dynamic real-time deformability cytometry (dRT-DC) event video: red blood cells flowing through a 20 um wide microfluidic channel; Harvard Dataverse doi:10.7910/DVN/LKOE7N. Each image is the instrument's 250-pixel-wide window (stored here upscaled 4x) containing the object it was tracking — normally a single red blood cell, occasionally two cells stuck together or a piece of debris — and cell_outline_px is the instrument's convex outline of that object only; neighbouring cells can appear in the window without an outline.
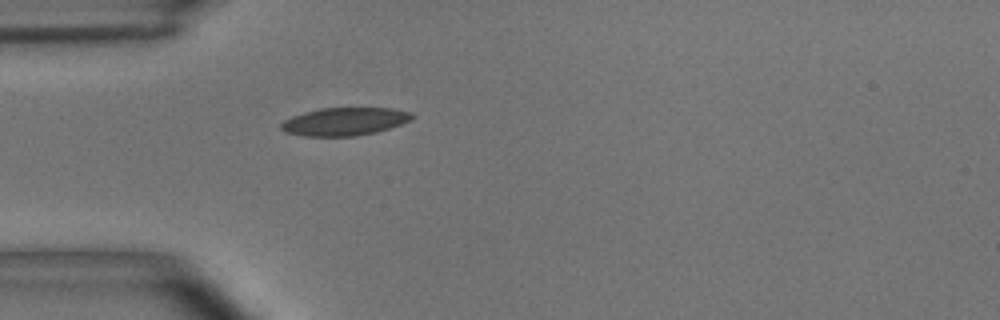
{"species": "common noctule bat (a hibernating species)", "species_latin": "Nyctalus noctula", "temperature_condition": "room temperature", "stored_images_in_passage": 40, "camera_frame_rate_fps": 3000, "um_per_image_px": 0.085, "animal": {"sex": "male", "body_mass_g": 15.6}, "frame": {"image": 1, "passage_image": 1, "time_ms": 0.0, "image_size_px": [1000, 320], "cell_outline_px": [[416, 116], [412, 120], [376, 132], [356, 136], [304, 136], [284, 132], [280, 128], [280, 124], [284, 120], [292, 116], [304, 112], [320, 108], [392, 108], [412, 112]], "centroid_in_image_um": [29.29, 10.32], "position_along_channel_um": 55.7, "area_um2": 21.44}}
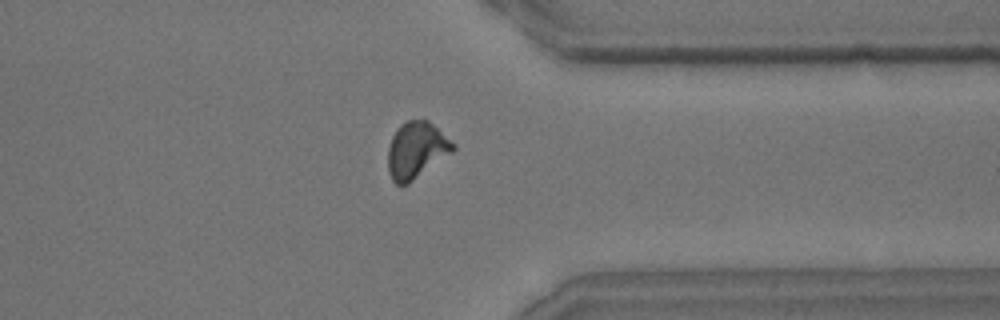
{"frame": {"image": 2, "passage_image": 28, "time_ms": 9.0, "image_size_px": [1000, 320], "cell_outline_px": [[456, 148], [452, 152], [408, 184], [396, 184], [392, 180], [388, 172], [388, 148], [392, 136], [396, 128], [400, 124], [408, 120], [428, 120], [456, 144]], "centroid_in_image_um": [35.38, 12.75], "position_along_channel_um": 376.0, "area_um2": 21.39}}
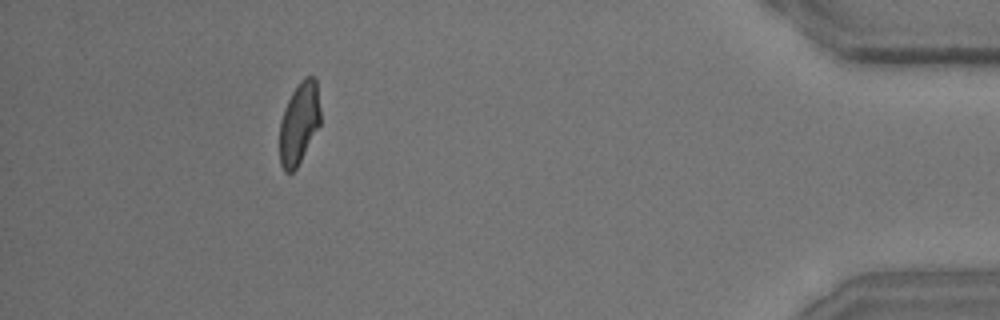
{"frame": {"image": 3, "passage_image": 35, "time_ms": 11.333, "image_size_px": [1000, 320], "cell_outline_px": [[320, 124], [296, 168], [292, 172], [284, 172], [280, 164], [280, 120], [284, 108], [292, 92], [300, 80], [304, 76], [312, 76], [316, 80], [320, 108]], "centroid_in_image_um": [25.41, 10.45], "position_along_channel_um": 409.8, "area_um2": 19.36}, "authors_computed_cell_mechanics": {"area_um2": 20.7213, "velocity_mm_per_s": 3.6633, "shape_relaxation_time_tau1_ms": 6.1394, "shape_relaxation_time_tau2_ms": 1.5112, "deformation_change_tau1": 0.1555, "deformation_change_tau2": 0.0742}}